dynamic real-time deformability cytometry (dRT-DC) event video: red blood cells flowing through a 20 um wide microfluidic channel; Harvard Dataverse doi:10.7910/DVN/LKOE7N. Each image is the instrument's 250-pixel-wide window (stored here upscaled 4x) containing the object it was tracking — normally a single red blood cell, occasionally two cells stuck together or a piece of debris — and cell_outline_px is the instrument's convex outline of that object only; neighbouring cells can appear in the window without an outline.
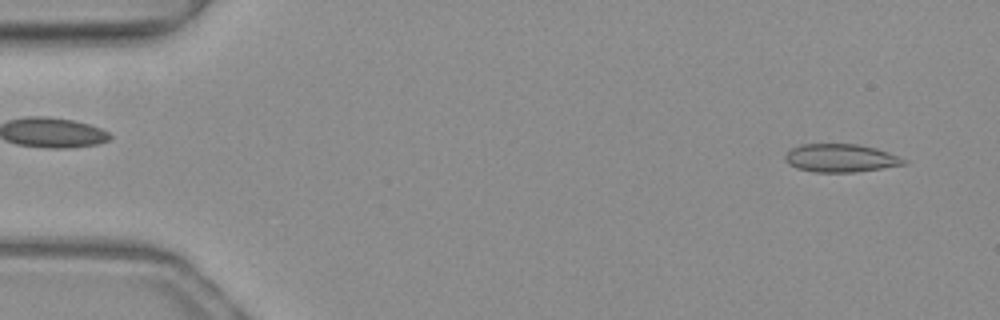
{"species": "common noctule bat (a hibernating species)", "species_latin": "Nyctalus noctula", "temperature_condition": "warm", "stored_images_in_passage": 13, "camera_frame_rate_fps": 3000, "um_per_image_px": 0.085, "animal": {"sex": "female", "body_mass_g": 19.3, "forearm_length_mm": 54.1}, "frame": {"image": 1, "passage_image": 3, "time_ms": 0.667, "image_size_px": [1000, 320], "cell_outline_px": [[908, 164], [856, 172], [816, 172], [796, 168], [788, 164], [784, 160], [784, 156], [792, 148], [800, 144], [856, 144], [876, 148], [888, 152], [908, 160]], "centroid_in_image_um": [71.46, 13.44], "position_along_channel_um": 13.5, "area_um2": 19.54}}